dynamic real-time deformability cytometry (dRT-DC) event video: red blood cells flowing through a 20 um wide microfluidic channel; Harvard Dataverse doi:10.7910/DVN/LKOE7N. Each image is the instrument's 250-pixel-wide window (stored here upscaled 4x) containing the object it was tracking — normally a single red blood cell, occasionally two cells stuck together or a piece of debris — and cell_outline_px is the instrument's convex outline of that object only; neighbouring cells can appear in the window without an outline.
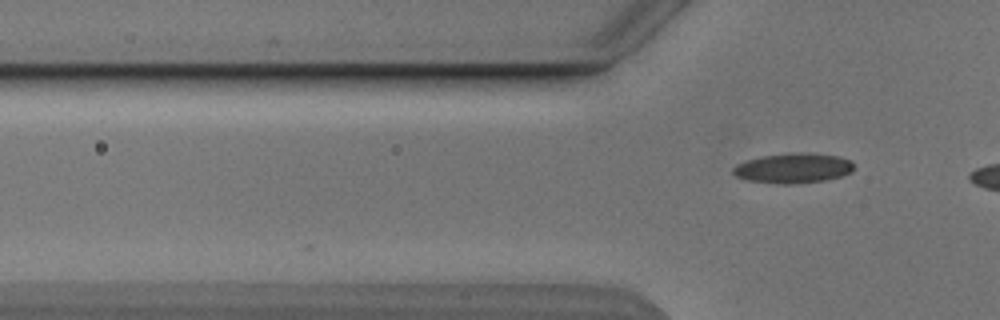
{"species": "Egyptian fruit bat (a non-hibernating species)", "species_latin": "Rousettus aegyptiacus", "temperature_condition": "cold", "stored_images_in_passage": 3, "camera_frame_rate_fps": 3000, "um_per_image_px": 0.085, "animal": {"sex": "male"}, "frame": {"image": 1, "passage_image": 3, "time_ms": 2.333, "image_size_px": [1000, 320], "cell_outline_px": [[852, 172], [840, 176], [824, 180], [792, 184], [780, 184], [748, 180], [736, 176], [732, 172], [732, 168], [736, 164], [760, 156], [800, 152], [804, 152], [836, 156], [848, 160], [852, 164]], "centroid_in_image_um": [67.37, 14.29], "position_along_channel_um": 58.4, "area_um2": 20.81}}